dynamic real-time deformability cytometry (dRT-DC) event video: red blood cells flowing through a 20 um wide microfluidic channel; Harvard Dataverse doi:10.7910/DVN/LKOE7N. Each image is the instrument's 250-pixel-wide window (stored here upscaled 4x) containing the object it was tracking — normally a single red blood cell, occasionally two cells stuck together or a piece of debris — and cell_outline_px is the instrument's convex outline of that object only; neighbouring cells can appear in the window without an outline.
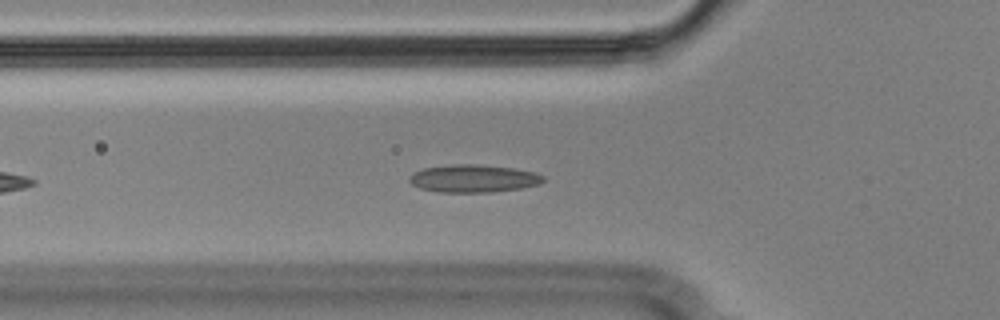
{"species": "Egyptian fruit bat (a non-hibernating species)", "species_latin": "Rousettus aegyptiacus", "temperature_condition": "cold", "stored_images_in_passage": 46, "camera_frame_rate_fps": 3000, "um_per_image_px": 0.085, "animal": {"sex": "male"}, "frame": {"image": 1, "passage_image": 8, "time_ms": 2.333, "image_size_px": [1000, 320], "cell_outline_px": [[544, 180], [540, 184], [520, 188], [492, 192], [436, 192], [420, 188], [412, 184], [408, 180], [412, 172], [424, 168], [452, 164], [476, 164], [512, 168], [536, 172], [544, 176]], "centroid_in_image_um": [40.23, 15.17], "position_along_channel_um": 85.6, "area_um2": 21.68}}
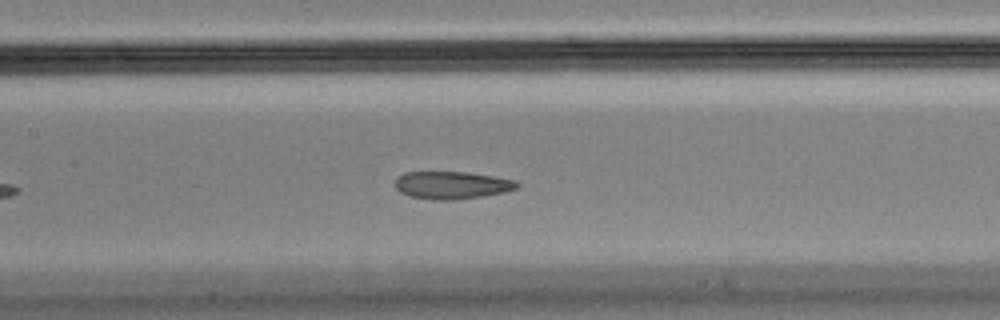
{"frame": {"image": 2, "passage_image": 15, "time_ms": 4.667, "image_size_px": [1000, 320], "cell_outline_px": [[520, 184], [516, 188], [504, 192], [484, 196], [452, 200], [432, 200], [412, 196], [400, 192], [396, 188], [396, 176], [404, 172], [468, 172], [516, 180]], "centroid_in_image_um": [38.4, 15.73], "position_along_channel_um": 169.0, "area_um2": 19.59}}
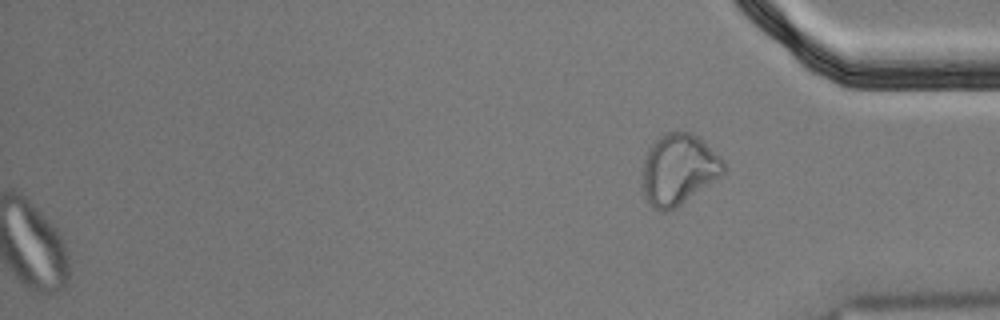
{"frame": {"image": 3, "passage_image": 46, "time_ms": 15.0, "image_size_px": [1000, 320], "cell_outline_px": [[728, 168], [720, 176], [676, 208], [664, 212], [660, 212], [652, 208], [648, 204], [640, 184], [644, 156], [648, 148], [664, 132], [688, 132], [704, 140], [724, 160]], "centroid_in_image_um": [57.65, 14.41], "position_along_channel_um": 377.6, "area_um2": 34.1}, "authors_computed_cell_mechanics": {"area_um2": 21.4149, "velocity_mm_per_s": 3.5414, "shape_relaxation_time_tau1_ms": null, "shape_relaxation_time_tau2_ms": 1.8644, "deformation_change_tau1": null, "deformation_change_tau2": 0.0695}}